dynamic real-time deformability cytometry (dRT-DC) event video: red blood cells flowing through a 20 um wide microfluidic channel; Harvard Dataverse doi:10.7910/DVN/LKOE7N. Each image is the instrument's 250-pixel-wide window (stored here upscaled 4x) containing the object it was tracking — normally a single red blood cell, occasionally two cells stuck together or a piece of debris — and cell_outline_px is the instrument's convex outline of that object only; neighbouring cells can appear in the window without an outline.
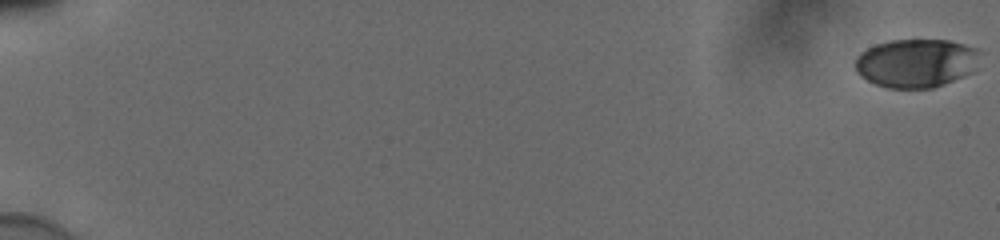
{"species": "human", "species_latin": "Homo sapiens", "temperature_condition": "cold", "stored_images_in_passage": 14, "camera_frame_rate_fps": 3000, "um_per_image_px": 0.085, "donor": {"sex": "male"}, "frame": {"image": 1, "passage_image": 1, "time_ms": 0.0, "image_size_px": [1000, 240], "cell_outline_px": [[980, 48], [972, 72], [944, 84], [932, 88], [888, 88], [876, 84], [860, 76], [856, 72], [856, 60], [868, 48], [876, 44], [888, 40], [948, 40]], "centroid_in_image_um": [77.88, 5.36], "position_along_channel_um": 7.1, "area_um2": 35.03}}